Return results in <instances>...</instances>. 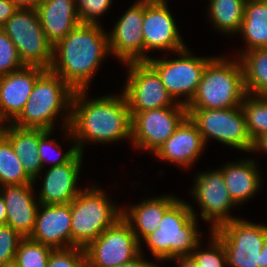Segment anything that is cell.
Instances as JSON below:
<instances>
[{
  "label": "cell",
  "instance_id": "1",
  "mask_svg": "<svg viewBox=\"0 0 267 267\" xmlns=\"http://www.w3.org/2000/svg\"><path fill=\"white\" fill-rule=\"evenodd\" d=\"M87 90H77L73 94L69 127L62 130L65 137L72 138L78 151L83 153L84 145L92 143H112L131 141V121L125 95H105L90 100Z\"/></svg>",
  "mask_w": 267,
  "mask_h": 267
},
{
  "label": "cell",
  "instance_id": "2",
  "mask_svg": "<svg viewBox=\"0 0 267 267\" xmlns=\"http://www.w3.org/2000/svg\"><path fill=\"white\" fill-rule=\"evenodd\" d=\"M109 51L108 33L99 24H79L53 47L50 70L74 91L88 90Z\"/></svg>",
  "mask_w": 267,
  "mask_h": 267
},
{
  "label": "cell",
  "instance_id": "3",
  "mask_svg": "<svg viewBox=\"0 0 267 267\" xmlns=\"http://www.w3.org/2000/svg\"><path fill=\"white\" fill-rule=\"evenodd\" d=\"M74 92L59 75L46 69L37 78L23 111L11 124L54 131L56 116H62L64 112L62 127H69Z\"/></svg>",
  "mask_w": 267,
  "mask_h": 267
},
{
  "label": "cell",
  "instance_id": "4",
  "mask_svg": "<svg viewBox=\"0 0 267 267\" xmlns=\"http://www.w3.org/2000/svg\"><path fill=\"white\" fill-rule=\"evenodd\" d=\"M197 213L187 201L178 199L163 215L159 228L143 239L158 261L189 256L201 241Z\"/></svg>",
  "mask_w": 267,
  "mask_h": 267
},
{
  "label": "cell",
  "instance_id": "5",
  "mask_svg": "<svg viewBox=\"0 0 267 267\" xmlns=\"http://www.w3.org/2000/svg\"><path fill=\"white\" fill-rule=\"evenodd\" d=\"M246 91L240 59L218 56L207 63L197 91L186 108L226 109L241 106Z\"/></svg>",
  "mask_w": 267,
  "mask_h": 267
},
{
  "label": "cell",
  "instance_id": "6",
  "mask_svg": "<svg viewBox=\"0 0 267 267\" xmlns=\"http://www.w3.org/2000/svg\"><path fill=\"white\" fill-rule=\"evenodd\" d=\"M83 189L71 201V247L86 248L122 217V209L96 185Z\"/></svg>",
  "mask_w": 267,
  "mask_h": 267
},
{
  "label": "cell",
  "instance_id": "7",
  "mask_svg": "<svg viewBox=\"0 0 267 267\" xmlns=\"http://www.w3.org/2000/svg\"><path fill=\"white\" fill-rule=\"evenodd\" d=\"M2 30L15 44L24 65L50 69L54 46L43 31L36 9H18Z\"/></svg>",
  "mask_w": 267,
  "mask_h": 267
},
{
  "label": "cell",
  "instance_id": "8",
  "mask_svg": "<svg viewBox=\"0 0 267 267\" xmlns=\"http://www.w3.org/2000/svg\"><path fill=\"white\" fill-rule=\"evenodd\" d=\"M187 116L196 125L205 144L209 138H214L239 151L251 152L253 141L241 106L226 109L187 108Z\"/></svg>",
  "mask_w": 267,
  "mask_h": 267
},
{
  "label": "cell",
  "instance_id": "9",
  "mask_svg": "<svg viewBox=\"0 0 267 267\" xmlns=\"http://www.w3.org/2000/svg\"><path fill=\"white\" fill-rule=\"evenodd\" d=\"M186 47L173 60L149 58L146 62L157 72L171 97L187 106L194 97L207 63L213 58L193 56ZM181 96H184L180 100ZM180 97V98H179ZM179 98V99H177Z\"/></svg>",
  "mask_w": 267,
  "mask_h": 267
},
{
  "label": "cell",
  "instance_id": "10",
  "mask_svg": "<svg viewBox=\"0 0 267 267\" xmlns=\"http://www.w3.org/2000/svg\"><path fill=\"white\" fill-rule=\"evenodd\" d=\"M212 232L222 241L227 267H261L267 226L236 218Z\"/></svg>",
  "mask_w": 267,
  "mask_h": 267
},
{
  "label": "cell",
  "instance_id": "11",
  "mask_svg": "<svg viewBox=\"0 0 267 267\" xmlns=\"http://www.w3.org/2000/svg\"><path fill=\"white\" fill-rule=\"evenodd\" d=\"M130 114L133 146L154 154L187 117V108L183 104H174Z\"/></svg>",
  "mask_w": 267,
  "mask_h": 267
},
{
  "label": "cell",
  "instance_id": "12",
  "mask_svg": "<svg viewBox=\"0 0 267 267\" xmlns=\"http://www.w3.org/2000/svg\"><path fill=\"white\" fill-rule=\"evenodd\" d=\"M128 75L124 85L130 113L170 107L176 102L163 85L157 72L146 62H128Z\"/></svg>",
  "mask_w": 267,
  "mask_h": 267
},
{
  "label": "cell",
  "instance_id": "13",
  "mask_svg": "<svg viewBox=\"0 0 267 267\" xmlns=\"http://www.w3.org/2000/svg\"><path fill=\"white\" fill-rule=\"evenodd\" d=\"M88 267H115L140 254V243L121 217L85 248Z\"/></svg>",
  "mask_w": 267,
  "mask_h": 267
},
{
  "label": "cell",
  "instance_id": "14",
  "mask_svg": "<svg viewBox=\"0 0 267 267\" xmlns=\"http://www.w3.org/2000/svg\"><path fill=\"white\" fill-rule=\"evenodd\" d=\"M193 184L190 194L201 207V218L210 222V231L236 219L229 212L237 205L229 196L220 169L198 173Z\"/></svg>",
  "mask_w": 267,
  "mask_h": 267
},
{
  "label": "cell",
  "instance_id": "15",
  "mask_svg": "<svg viewBox=\"0 0 267 267\" xmlns=\"http://www.w3.org/2000/svg\"><path fill=\"white\" fill-rule=\"evenodd\" d=\"M143 21L144 4L135 2L108 33L110 55L123 64L144 61Z\"/></svg>",
  "mask_w": 267,
  "mask_h": 267
},
{
  "label": "cell",
  "instance_id": "16",
  "mask_svg": "<svg viewBox=\"0 0 267 267\" xmlns=\"http://www.w3.org/2000/svg\"><path fill=\"white\" fill-rule=\"evenodd\" d=\"M168 4H144V61L151 50L178 52L186 48ZM147 53V54H146Z\"/></svg>",
  "mask_w": 267,
  "mask_h": 267
},
{
  "label": "cell",
  "instance_id": "17",
  "mask_svg": "<svg viewBox=\"0 0 267 267\" xmlns=\"http://www.w3.org/2000/svg\"><path fill=\"white\" fill-rule=\"evenodd\" d=\"M29 239L52 249L71 247V202L41 204Z\"/></svg>",
  "mask_w": 267,
  "mask_h": 267
},
{
  "label": "cell",
  "instance_id": "18",
  "mask_svg": "<svg viewBox=\"0 0 267 267\" xmlns=\"http://www.w3.org/2000/svg\"><path fill=\"white\" fill-rule=\"evenodd\" d=\"M45 70L25 65L0 77V115L7 123H12L23 111L37 78Z\"/></svg>",
  "mask_w": 267,
  "mask_h": 267
},
{
  "label": "cell",
  "instance_id": "19",
  "mask_svg": "<svg viewBox=\"0 0 267 267\" xmlns=\"http://www.w3.org/2000/svg\"><path fill=\"white\" fill-rule=\"evenodd\" d=\"M83 153L78 152L69 162L49 167L45 172L38 202L41 204H69L81 191L77 186Z\"/></svg>",
  "mask_w": 267,
  "mask_h": 267
},
{
  "label": "cell",
  "instance_id": "20",
  "mask_svg": "<svg viewBox=\"0 0 267 267\" xmlns=\"http://www.w3.org/2000/svg\"><path fill=\"white\" fill-rule=\"evenodd\" d=\"M205 146L201 133L187 116L154 154L163 161L187 168L197 162Z\"/></svg>",
  "mask_w": 267,
  "mask_h": 267
},
{
  "label": "cell",
  "instance_id": "21",
  "mask_svg": "<svg viewBox=\"0 0 267 267\" xmlns=\"http://www.w3.org/2000/svg\"><path fill=\"white\" fill-rule=\"evenodd\" d=\"M33 184L5 185L0 188L6 206V224L22 237L31 235L38 212L39 202L34 200Z\"/></svg>",
  "mask_w": 267,
  "mask_h": 267
},
{
  "label": "cell",
  "instance_id": "22",
  "mask_svg": "<svg viewBox=\"0 0 267 267\" xmlns=\"http://www.w3.org/2000/svg\"><path fill=\"white\" fill-rule=\"evenodd\" d=\"M36 10L43 31L53 46L80 24L75 0H41Z\"/></svg>",
  "mask_w": 267,
  "mask_h": 267
},
{
  "label": "cell",
  "instance_id": "23",
  "mask_svg": "<svg viewBox=\"0 0 267 267\" xmlns=\"http://www.w3.org/2000/svg\"><path fill=\"white\" fill-rule=\"evenodd\" d=\"M178 200L170 195L147 198L131 207L123 209L122 218L130 225L138 242L159 228L164 213Z\"/></svg>",
  "mask_w": 267,
  "mask_h": 267
},
{
  "label": "cell",
  "instance_id": "24",
  "mask_svg": "<svg viewBox=\"0 0 267 267\" xmlns=\"http://www.w3.org/2000/svg\"><path fill=\"white\" fill-rule=\"evenodd\" d=\"M255 159L226 163L220 168L229 196L236 205L251 199L262 186V178ZM255 193V194H254Z\"/></svg>",
  "mask_w": 267,
  "mask_h": 267
},
{
  "label": "cell",
  "instance_id": "25",
  "mask_svg": "<svg viewBox=\"0 0 267 267\" xmlns=\"http://www.w3.org/2000/svg\"><path fill=\"white\" fill-rule=\"evenodd\" d=\"M4 136L10 141L20 159L24 172L35 183L43 166L38 155L39 129L19 128L11 123L6 125Z\"/></svg>",
  "mask_w": 267,
  "mask_h": 267
},
{
  "label": "cell",
  "instance_id": "26",
  "mask_svg": "<svg viewBox=\"0 0 267 267\" xmlns=\"http://www.w3.org/2000/svg\"><path fill=\"white\" fill-rule=\"evenodd\" d=\"M238 34L245 40V50L267 48V0H250L245 3L244 18Z\"/></svg>",
  "mask_w": 267,
  "mask_h": 267
},
{
  "label": "cell",
  "instance_id": "27",
  "mask_svg": "<svg viewBox=\"0 0 267 267\" xmlns=\"http://www.w3.org/2000/svg\"><path fill=\"white\" fill-rule=\"evenodd\" d=\"M246 94L267 96V48L252 49L239 57Z\"/></svg>",
  "mask_w": 267,
  "mask_h": 267
},
{
  "label": "cell",
  "instance_id": "28",
  "mask_svg": "<svg viewBox=\"0 0 267 267\" xmlns=\"http://www.w3.org/2000/svg\"><path fill=\"white\" fill-rule=\"evenodd\" d=\"M208 15L214 27L224 34H238L246 0H208Z\"/></svg>",
  "mask_w": 267,
  "mask_h": 267
},
{
  "label": "cell",
  "instance_id": "29",
  "mask_svg": "<svg viewBox=\"0 0 267 267\" xmlns=\"http://www.w3.org/2000/svg\"><path fill=\"white\" fill-rule=\"evenodd\" d=\"M27 183L34 182L24 172L10 141L3 135L0 138V187Z\"/></svg>",
  "mask_w": 267,
  "mask_h": 267
},
{
  "label": "cell",
  "instance_id": "30",
  "mask_svg": "<svg viewBox=\"0 0 267 267\" xmlns=\"http://www.w3.org/2000/svg\"><path fill=\"white\" fill-rule=\"evenodd\" d=\"M241 107L244 111L248 133L254 142L267 133V96L246 94Z\"/></svg>",
  "mask_w": 267,
  "mask_h": 267
},
{
  "label": "cell",
  "instance_id": "31",
  "mask_svg": "<svg viewBox=\"0 0 267 267\" xmlns=\"http://www.w3.org/2000/svg\"><path fill=\"white\" fill-rule=\"evenodd\" d=\"M52 248L31 239L23 238L15 254L18 267H47Z\"/></svg>",
  "mask_w": 267,
  "mask_h": 267
},
{
  "label": "cell",
  "instance_id": "32",
  "mask_svg": "<svg viewBox=\"0 0 267 267\" xmlns=\"http://www.w3.org/2000/svg\"><path fill=\"white\" fill-rule=\"evenodd\" d=\"M52 132L53 130L39 129L38 155L40 158V162L43 166V169H45L46 167L45 163L47 162H50L49 163L51 165L50 167L65 164L69 162L79 152L76 144L74 143L73 146L68 149V151L63 153L62 148H60V144H57L56 139L50 138ZM51 148L52 150L55 149V151L58 152V157H55V158L49 157L51 156L49 155Z\"/></svg>",
  "mask_w": 267,
  "mask_h": 267
},
{
  "label": "cell",
  "instance_id": "33",
  "mask_svg": "<svg viewBox=\"0 0 267 267\" xmlns=\"http://www.w3.org/2000/svg\"><path fill=\"white\" fill-rule=\"evenodd\" d=\"M210 232L209 248L201 250L199 242L192 251L191 256L198 264V267H227L226 252L222 241L212 231Z\"/></svg>",
  "mask_w": 267,
  "mask_h": 267
},
{
  "label": "cell",
  "instance_id": "34",
  "mask_svg": "<svg viewBox=\"0 0 267 267\" xmlns=\"http://www.w3.org/2000/svg\"><path fill=\"white\" fill-rule=\"evenodd\" d=\"M47 267H88L85 249L76 246L53 249Z\"/></svg>",
  "mask_w": 267,
  "mask_h": 267
},
{
  "label": "cell",
  "instance_id": "35",
  "mask_svg": "<svg viewBox=\"0 0 267 267\" xmlns=\"http://www.w3.org/2000/svg\"><path fill=\"white\" fill-rule=\"evenodd\" d=\"M15 44L0 29V77L24 67Z\"/></svg>",
  "mask_w": 267,
  "mask_h": 267
},
{
  "label": "cell",
  "instance_id": "36",
  "mask_svg": "<svg viewBox=\"0 0 267 267\" xmlns=\"http://www.w3.org/2000/svg\"><path fill=\"white\" fill-rule=\"evenodd\" d=\"M113 0H75L80 24L99 25L100 16L108 11ZM98 19V20H97Z\"/></svg>",
  "mask_w": 267,
  "mask_h": 267
},
{
  "label": "cell",
  "instance_id": "37",
  "mask_svg": "<svg viewBox=\"0 0 267 267\" xmlns=\"http://www.w3.org/2000/svg\"><path fill=\"white\" fill-rule=\"evenodd\" d=\"M23 238L9 225H0V267L14 263L16 251Z\"/></svg>",
  "mask_w": 267,
  "mask_h": 267
},
{
  "label": "cell",
  "instance_id": "38",
  "mask_svg": "<svg viewBox=\"0 0 267 267\" xmlns=\"http://www.w3.org/2000/svg\"><path fill=\"white\" fill-rule=\"evenodd\" d=\"M17 10L18 8L10 0H0V29Z\"/></svg>",
  "mask_w": 267,
  "mask_h": 267
},
{
  "label": "cell",
  "instance_id": "39",
  "mask_svg": "<svg viewBox=\"0 0 267 267\" xmlns=\"http://www.w3.org/2000/svg\"><path fill=\"white\" fill-rule=\"evenodd\" d=\"M142 247L140 245V254L137 255L134 259H132L129 262L123 263L122 265H118L115 267H159V265L157 264H153L152 262L149 261H145V259L143 258V252H142Z\"/></svg>",
  "mask_w": 267,
  "mask_h": 267
},
{
  "label": "cell",
  "instance_id": "40",
  "mask_svg": "<svg viewBox=\"0 0 267 267\" xmlns=\"http://www.w3.org/2000/svg\"><path fill=\"white\" fill-rule=\"evenodd\" d=\"M18 9H36L41 0H10Z\"/></svg>",
  "mask_w": 267,
  "mask_h": 267
},
{
  "label": "cell",
  "instance_id": "41",
  "mask_svg": "<svg viewBox=\"0 0 267 267\" xmlns=\"http://www.w3.org/2000/svg\"><path fill=\"white\" fill-rule=\"evenodd\" d=\"M265 152L267 154V133L259 136L254 142L252 146L251 152Z\"/></svg>",
  "mask_w": 267,
  "mask_h": 267
},
{
  "label": "cell",
  "instance_id": "42",
  "mask_svg": "<svg viewBox=\"0 0 267 267\" xmlns=\"http://www.w3.org/2000/svg\"><path fill=\"white\" fill-rule=\"evenodd\" d=\"M170 260H176L178 267H198V264L191 255L189 256H177Z\"/></svg>",
  "mask_w": 267,
  "mask_h": 267
},
{
  "label": "cell",
  "instance_id": "43",
  "mask_svg": "<svg viewBox=\"0 0 267 267\" xmlns=\"http://www.w3.org/2000/svg\"><path fill=\"white\" fill-rule=\"evenodd\" d=\"M6 206L3 200V197L0 195V225H5L6 224Z\"/></svg>",
  "mask_w": 267,
  "mask_h": 267
},
{
  "label": "cell",
  "instance_id": "44",
  "mask_svg": "<svg viewBox=\"0 0 267 267\" xmlns=\"http://www.w3.org/2000/svg\"><path fill=\"white\" fill-rule=\"evenodd\" d=\"M261 267H267V237L261 250Z\"/></svg>",
  "mask_w": 267,
  "mask_h": 267
},
{
  "label": "cell",
  "instance_id": "45",
  "mask_svg": "<svg viewBox=\"0 0 267 267\" xmlns=\"http://www.w3.org/2000/svg\"><path fill=\"white\" fill-rule=\"evenodd\" d=\"M136 2L143 4H167L166 0H137Z\"/></svg>",
  "mask_w": 267,
  "mask_h": 267
},
{
  "label": "cell",
  "instance_id": "46",
  "mask_svg": "<svg viewBox=\"0 0 267 267\" xmlns=\"http://www.w3.org/2000/svg\"><path fill=\"white\" fill-rule=\"evenodd\" d=\"M8 123L0 115V138L4 135L6 125Z\"/></svg>",
  "mask_w": 267,
  "mask_h": 267
},
{
  "label": "cell",
  "instance_id": "47",
  "mask_svg": "<svg viewBox=\"0 0 267 267\" xmlns=\"http://www.w3.org/2000/svg\"><path fill=\"white\" fill-rule=\"evenodd\" d=\"M1 267H18V266L15 263H11V264L4 265V266H1Z\"/></svg>",
  "mask_w": 267,
  "mask_h": 267
}]
</instances>
